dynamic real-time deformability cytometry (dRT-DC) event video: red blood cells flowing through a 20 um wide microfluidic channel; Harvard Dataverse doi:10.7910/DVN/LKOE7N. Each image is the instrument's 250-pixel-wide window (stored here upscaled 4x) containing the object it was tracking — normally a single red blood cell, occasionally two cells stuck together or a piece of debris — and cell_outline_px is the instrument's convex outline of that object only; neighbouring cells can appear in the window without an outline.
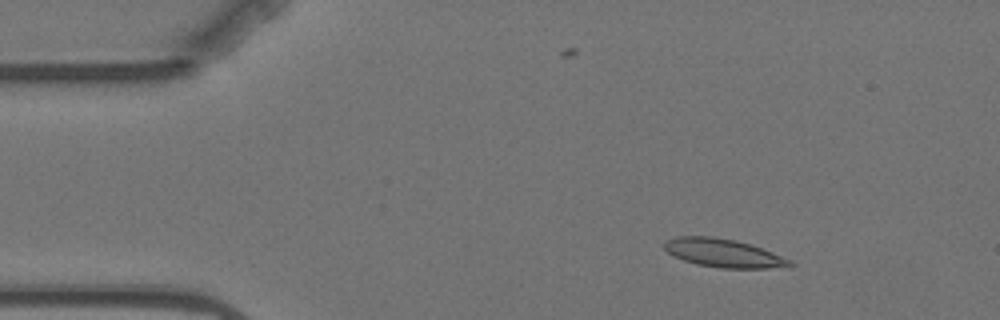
{"species": "Egyptian fruit bat (a non-hibernating species)", "species_latin": "Rousettus aegyptiacus", "temperature_condition": "warm", "stored_images_in_passage": 5, "camera_frame_rate_fps": 3000, "um_per_image_px": 0.085, "animal": {"sex": "female"}, "frame": {"image": 1, "passage_image": 3, "time_ms": 2.333, "image_size_px": [1000, 320], "cell_outline_px": [[796, 264], [792, 268], [720, 268], [696, 264], [684, 260], [668, 252], [664, 248], [664, 240], [676, 236], [712, 236], [736, 240], [772, 252], [792, 260]], "centroid_in_image_um": [61.54, 21.52], "position_along_channel_um": 23.5, "area_um2": 20.92}}